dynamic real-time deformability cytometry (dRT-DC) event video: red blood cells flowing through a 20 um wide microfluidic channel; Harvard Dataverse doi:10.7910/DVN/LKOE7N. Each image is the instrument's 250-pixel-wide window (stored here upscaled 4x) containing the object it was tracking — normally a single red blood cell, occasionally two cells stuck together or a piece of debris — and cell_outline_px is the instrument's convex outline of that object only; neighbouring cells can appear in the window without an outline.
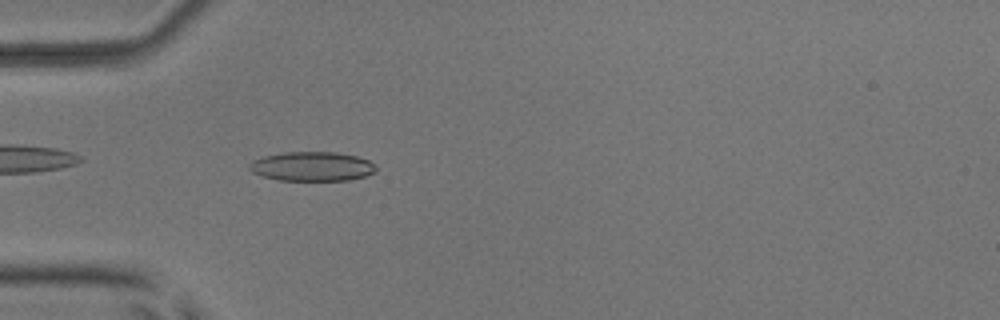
{"species": "common noctule bat (a hibernating species)", "species_latin": "Nyctalus noctula", "temperature_condition": "room temperature", "stored_images_in_passage": 35, "camera_frame_rate_fps": 3000, "um_per_image_px": 0.085, "animal": {"sex": "male", "body_mass_g": 17.9, "forearm_length_mm": 54.2}, "frame": {"image": 1, "passage_image": 3, "time_ms": 0.667, "image_size_px": [1000, 320], "cell_outline_px": [[376, 172], [364, 176], [348, 180], [280, 180], [264, 176], [252, 172], [248, 168], [248, 164], [252, 160], [264, 156], [284, 152], [336, 152], [356, 156], [368, 160], [376, 164]], "centroid_in_image_um": [26.53, 14.14], "position_along_channel_um": 58.5, "area_um2": 21.62}}
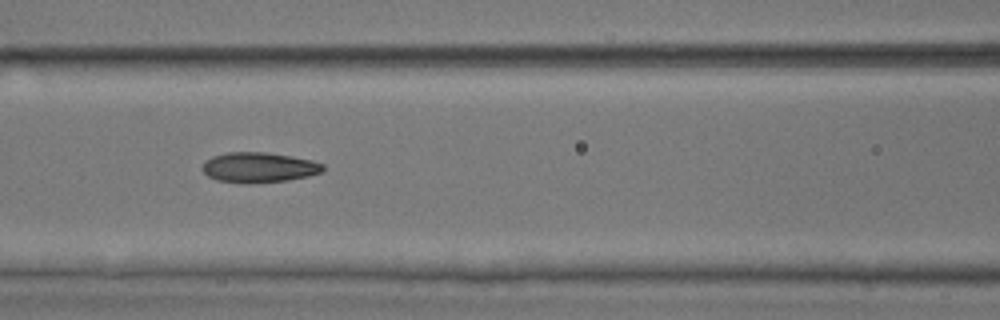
{"frame": {"image": 2, "passage_image": 10, "time_ms": 3.0, "image_size_px": [1000, 320], "cell_outline_px": [[324, 168], [320, 172], [308, 176], [288, 180], [248, 184], [216, 180], [208, 176], [204, 172], [204, 160], [212, 156], [228, 152], [264, 152], [292, 156], [312, 160], [324, 164]], "centroid_in_image_um": [22.0, 14.23], "position_along_channel_um": 144.6, "area_um2": 21.21}}
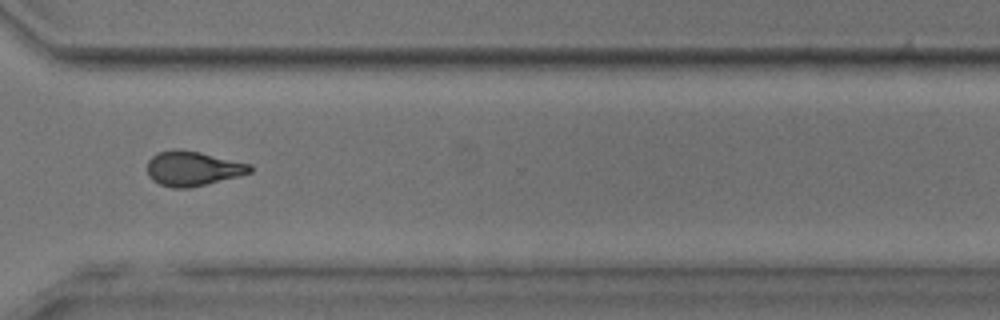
{"frame": {"image": 3, "passage_image": 26, "time_ms": 8.333, "image_size_px": [1000, 320], "cell_outline_px": [[252, 172], [240, 176], [188, 188], [172, 188], [160, 184], [152, 180], [148, 176], [148, 160], [156, 152], [172, 148], [180, 148], [200, 152], [252, 164]], "centroid_in_image_um": [16.37, 14.3], "position_along_channel_um": 354.2, "area_um2": 21.04}, "authors_computed_cell_mechanics": {"area_um2": 20.808, "velocity_mm_per_s": 3.9305, "shape_relaxation_time_tau1_ms": 6.9242, "shape_relaxation_time_tau2_ms": 3.0025, "deformation_change_tau1": 0.1806, "deformation_change_tau2": 0.1115}}